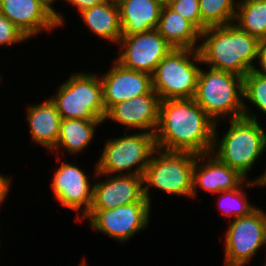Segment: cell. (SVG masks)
Segmentation results:
<instances>
[{
    "mask_svg": "<svg viewBox=\"0 0 266 266\" xmlns=\"http://www.w3.org/2000/svg\"><path fill=\"white\" fill-rule=\"evenodd\" d=\"M255 186L263 187V183L247 179L238 188L218 193L220 199L216 201L222 215L226 216L225 218H230L231 221V219L245 217L254 211L258 206L249 202V194H247L246 189Z\"/></svg>",
    "mask_w": 266,
    "mask_h": 266,
    "instance_id": "cb8c5ba5",
    "label": "cell"
},
{
    "mask_svg": "<svg viewBox=\"0 0 266 266\" xmlns=\"http://www.w3.org/2000/svg\"><path fill=\"white\" fill-rule=\"evenodd\" d=\"M170 9L190 21L202 32V18L199 9V0H168L165 3Z\"/></svg>",
    "mask_w": 266,
    "mask_h": 266,
    "instance_id": "4316f807",
    "label": "cell"
},
{
    "mask_svg": "<svg viewBox=\"0 0 266 266\" xmlns=\"http://www.w3.org/2000/svg\"><path fill=\"white\" fill-rule=\"evenodd\" d=\"M255 181L263 183V187H266V169L264 173L255 178Z\"/></svg>",
    "mask_w": 266,
    "mask_h": 266,
    "instance_id": "d6a6232c",
    "label": "cell"
},
{
    "mask_svg": "<svg viewBox=\"0 0 266 266\" xmlns=\"http://www.w3.org/2000/svg\"><path fill=\"white\" fill-rule=\"evenodd\" d=\"M43 1H45L52 8L53 15H54V18L58 26L59 27L63 26L66 21V19L64 18V15L62 13L57 12L53 7V5L55 4L57 0H43Z\"/></svg>",
    "mask_w": 266,
    "mask_h": 266,
    "instance_id": "1f68e13d",
    "label": "cell"
},
{
    "mask_svg": "<svg viewBox=\"0 0 266 266\" xmlns=\"http://www.w3.org/2000/svg\"><path fill=\"white\" fill-rule=\"evenodd\" d=\"M200 41L198 50L202 64L210 68L244 77L257 67L260 41L234 23L207 27L201 32Z\"/></svg>",
    "mask_w": 266,
    "mask_h": 266,
    "instance_id": "7a4b0ae2",
    "label": "cell"
},
{
    "mask_svg": "<svg viewBox=\"0 0 266 266\" xmlns=\"http://www.w3.org/2000/svg\"><path fill=\"white\" fill-rule=\"evenodd\" d=\"M228 224L223 240V266H246L262 247H266V212L257 207L249 215Z\"/></svg>",
    "mask_w": 266,
    "mask_h": 266,
    "instance_id": "9c48e42d",
    "label": "cell"
},
{
    "mask_svg": "<svg viewBox=\"0 0 266 266\" xmlns=\"http://www.w3.org/2000/svg\"><path fill=\"white\" fill-rule=\"evenodd\" d=\"M102 2L104 3H110V4H114V5H119V3L121 2V0H102Z\"/></svg>",
    "mask_w": 266,
    "mask_h": 266,
    "instance_id": "836d02e7",
    "label": "cell"
},
{
    "mask_svg": "<svg viewBox=\"0 0 266 266\" xmlns=\"http://www.w3.org/2000/svg\"><path fill=\"white\" fill-rule=\"evenodd\" d=\"M245 180L237 170L221 163L211 153L197 155L193 168L192 199L197 198L198 188L214 195L238 188Z\"/></svg>",
    "mask_w": 266,
    "mask_h": 266,
    "instance_id": "e0dca14e",
    "label": "cell"
},
{
    "mask_svg": "<svg viewBox=\"0 0 266 266\" xmlns=\"http://www.w3.org/2000/svg\"><path fill=\"white\" fill-rule=\"evenodd\" d=\"M11 176H5L0 174V208L1 205L4 203L6 197L9 195L10 191V184L12 182Z\"/></svg>",
    "mask_w": 266,
    "mask_h": 266,
    "instance_id": "f546056e",
    "label": "cell"
},
{
    "mask_svg": "<svg viewBox=\"0 0 266 266\" xmlns=\"http://www.w3.org/2000/svg\"><path fill=\"white\" fill-rule=\"evenodd\" d=\"M151 209L150 202H134L113 209H90L81 221L87 220L91 230L126 243L148 228Z\"/></svg>",
    "mask_w": 266,
    "mask_h": 266,
    "instance_id": "30bf717a",
    "label": "cell"
},
{
    "mask_svg": "<svg viewBox=\"0 0 266 266\" xmlns=\"http://www.w3.org/2000/svg\"><path fill=\"white\" fill-rule=\"evenodd\" d=\"M196 156L191 152L166 151L158 148L154 150L143 175L144 197L151 205V188L165 194L192 199Z\"/></svg>",
    "mask_w": 266,
    "mask_h": 266,
    "instance_id": "5b68a950",
    "label": "cell"
},
{
    "mask_svg": "<svg viewBox=\"0 0 266 266\" xmlns=\"http://www.w3.org/2000/svg\"><path fill=\"white\" fill-rule=\"evenodd\" d=\"M103 123V121H85L76 118L61 119L58 140L55 148L51 151L53 153L55 151L57 161H61V156H59L61 149L69 152L71 156L88 149L87 147L92 144L96 135L97 126L99 127Z\"/></svg>",
    "mask_w": 266,
    "mask_h": 266,
    "instance_id": "44dd1931",
    "label": "cell"
},
{
    "mask_svg": "<svg viewBox=\"0 0 266 266\" xmlns=\"http://www.w3.org/2000/svg\"><path fill=\"white\" fill-rule=\"evenodd\" d=\"M202 65L198 49L174 48L156 66L152 87L160 100L190 99L196 92Z\"/></svg>",
    "mask_w": 266,
    "mask_h": 266,
    "instance_id": "ba28073f",
    "label": "cell"
},
{
    "mask_svg": "<svg viewBox=\"0 0 266 266\" xmlns=\"http://www.w3.org/2000/svg\"><path fill=\"white\" fill-rule=\"evenodd\" d=\"M118 57L114 60L121 66L150 75L159 62L174 48L156 30L122 36L118 41Z\"/></svg>",
    "mask_w": 266,
    "mask_h": 266,
    "instance_id": "8fae6325",
    "label": "cell"
},
{
    "mask_svg": "<svg viewBox=\"0 0 266 266\" xmlns=\"http://www.w3.org/2000/svg\"><path fill=\"white\" fill-rule=\"evenodd\" d=\"M257 107L259 113L266 115V74L253 69L243 77V106L244 117L258 120V116L250 111L246 101ZM246 101V103H245Z\"/></svg>",
    "mask_w": 266,
    "mask_h": 266,
    "instance_id": "d4e9b609",
    "label": "cell"
},
{
    "mask_svg": "<svg viewBox=\"0 0 266 266\" xmlns=\"http://www.w3.org/2000/svg\"><path fill=\"white\" fill-rule=\"evenodd\" d=\"M160 101L158 94L152 89L145 95L113 105L106 112L104 122L112 120L125 126L126 131L132 128L155 134L159 121Z\"/></svg>",
    "mask_w": 266,
    "mask_h": 266,
    "instance_id": "9a60e30c",
    "label": "cell"
},
{
    "mask_svg": "<svg viewBox=\"0 0 266 266\" xmlns=\"http://www.w3.org/2000/svg\"><path fill=\"white\" fill-rule=\"evenodd\" d=\"M50 100L61 119L103 121L106 111L103 104L101 78L96 73L75 72L61 83Z\"/></svg>",
    "mask_w": 266,
    "mask_h": 266,
    "instance_id": "8992f818",
    "label": "cell"
},
{
    "mask_svg": "<svg viewBox=\"0 0 266 266\" xmlns=\"http://www.w3.org/2000/svg\"><path fill=\"white\" fill-rule=\"evenodd\" d=\"M227 121L230 126L221 139L217 136L219 124L215 123L211 154L247 179L250 169L266 151V133L258 120L241 117Z\"/></svg>",
    "mask_w": 266,
    "mask_h": 266,
    "instance_id": "3957f363",
    "label": "cell"
},
{
    "mask_svg": "<svg viewBox=\"0 0 266 266\" xmlns=\"http://www.w3.org/2000/svg\"><path fill=\"white\" fill-rule=\"evenodd\" d=\"M82 22L97 37L117 44L122 37L119 7L114 4L102 2L79 13Z\"/></svg>",
    "mask_w": 266,
    "mask_h": 266,
    "instance_id": "7402d4cb",
    "label": "cell"
},
{
    "mask_svg": "<svg viewBox=\"0 0 266 266\" xmlns=\"http://www.w3.org/2000/svg\"><path fill=\"white\" fill-rule=\"evenodd\" d=\"M86 262H87L86 259L83 258L82 261H80V264L78 266H88Z\"/></svg>",
    "mask_w": 266,
    "mask_h": 266,
    "instance_id": "e575fe53",
    "label": "cell"
},
{
    "mask_svg": "<svg viewBox=\"0 0 266 266\" xmlns=\"http://www.w3.org/2000/svg\"><path fill=\"white\" fill-rule=\"evenodd\" d=\"M259 67H256L257 70L266 74V38L259 42V52H258V62Z\"/></svg>",
    "mask_w": 266,
    "mask_h": 266,
    "instance_id": "4dcf8cb0",
    "label": "cell"
},
{
    "mask_svg": "<svg viewBox=\"0 0 266 266\" xmlns=\"http://www.w3.org/2000/svg\"><path fill=\"white\" fill-rule=\"evenodd\" d=\"M238 0H199L202 32L210 26L234 23Z\"/></svg>",
    "mask_w": 266,
    "mask_h": 266,
    "instance_id": "484cf974",
    "label": "cell"
},
{
    "mask_svg": "<svg viewBox=\"0 0 266 266\" xmlns=\"http://www.w3.org/2000/svg\"><path fill=\"white\" fill-rule=\"evenodd\" d=\"M156 149L152 133L136 132L106 139L102 154L95 164L97 173L108 175L143 176L152 153Z\"/></svg>",
    "mask_w": 266,
    "mask_h": 266,
    "instance_id": "52a82bcc",
    "label": "cell"
},
{
    "mask_svg": "<svg viewBox=\"0 0 266 266\" xmlns=\"http://www.w3.org/2000/svg\"><path fill=\"white\" fill-rule=\"evenodd\" d=\"M93 201L91 209H113L134 202H149L144 197L143 176L109 175L101 180L102 174L94 169Z\"/></svg>",
    "mask_w": 266,
    "mask_h": 266,
    "instance_id": "4fadbf2b",
    "label": "cell"
},
{
    "mask_svg": "<svg viewBox=\"0 0 266 266\" xmlns=\"http://www.w3.org/2000/svg\"><path fill=\"white\" fill-rule=\"evenodd\" d=\"M112 63L111 68L100 75L106 112L119 102L145 95L153 89L152 75L124 68L115 60Z\"/></svg>",
    "mask_w": 266,
    "mask_h": 266,
    "instance_id": "5bb4252c",
    "label": "cell"
},
{
    "mask_svg": "<svg viewBox=\"0 0 266 266\" xmlns=\"http://www.w3.org/2000/svg\"><path fill=\"white\" fill-rule=\"evenodd\" d=\"M29 38L0 12V47L26 42Z\"/></svg>",
    "mask_w": 266,
    "mask_h": 266,
    "instance_id": "83f0119b",
    "label": "cell"
},
{
    "mask_svg": "<svg viewBox=\"0 0 266 266\" xmlns=\"http://www.w3.org/2000/svg\"><path fill=\"white\" fill-rule=\"evenodd\" d=\"M208 68L200 69L194 101L218 123L244 117L243 77Z\"/></svg>",
    "mask_w": 266,
    "mask_h": 266,
    "instance_id": "277c9868",
    "label": "cell"
},
{
    "mask_svg": "<svg viewBox=\"0 0 266 266\" xmlns=\"http://www.w3.org/2000/svg\"><path fill=\"white\" fill-rule=\"evenodd\" d=\"M68 5L76 7L78 13L102 3V0H65Z\"/></svg>",
    "mask_w": 266,
    "mask_h": 266,
    "instance_id": "f1b7e54d",
    "label": "cell"
},
{
    "mask_svg": "<svg viewBox=\"0 0 266 266\" xmlns=\"http://www.w3.org/2000/svg\"><path fill=\"white\" fill-rule=\"evenodd\" d=\"M215 123L193 98L161 100L154 134L156 148L196 155L211 153Z\"/></svg>",
    "mask_w": 266,
    "mask_h": 266,
    "instance_id": "6da1fadb",
    "label": "cell"
},
{
    "mask_svg": "<svg viewBox=\"0 0 266 266\" xmlns=\"http://www.w3.org/2000/svg\"><path fill=\"white\" fill-rule=\"evenodd\" d=\"M0 12L29 39L59 28L52 8L43 0H0Z\"/></svg>",
    "mask_w": 266,
    "mask_h": 266,
    "instance_id": "2e32d148",
    "label": "cell"
},
{
    "mask_svg": "<svg viewBox=\"0 0 266 266\" xmlns=\"http://www.w3.org/2000/svg\"><path fill=\"white\" fill-rule=\"evenodd\" d=\"M57 168H54L56 171H54L51 182L53 196L61 207L77 212L75 220L80 222L91 209L93 183L78 165L62 161Z\"/></svg>",
    "mask_w": 266,
    "mask_h": 266,
    "instance_id": "7c38bea8",
    "label": "cell"
},
{
    "mask_svg": "<svg viewBox=\"0 0 266 266\" xmlns=\"http://www.w3.org/2000/svg\"><path fill=\"white\" fill-rule=\"evenodd\" d=\"M234 24L259 41L265 39L266 0H238Z\"/></svg>",
    "mask_w": 266,
    "mask_h": 266,
    "instance_id": "603a6c76",
    "label": "cell"
},
{
    "mask_svg": "<svg viewBox=\"0 0 266 266\" xmlns=\"http://www.w3.org/2000/svg\"><path fill=\"white\" fill-rule=\"evenodd\" d=\"M26 110L30 139L51 152L56 146L61 123L56 106L49 98L39 104H29Z\"/></svg>",
    "mask_w": 266,
    "mask_h": 266,
    "instance_id": "ac0fdd59",
    "label": "cell"
},
{
    "mask_svg": "<svg viewBox=\"0 0 266 266\" xmlns=\"http://www.w3.org/2000/svg\"><path fill=\"white\" fill-rule=\"evenodd\" d=\"M176 49H199L201 32L187 19L163 5L156 29Z\"/></svg>",
    "mask_w": 266,
    "mask_h": 266,
    "instance_id": "ffe728a7",
    "label": "cell"
},
{
    "mask_svg": "<svg viewBox=\"0 0 266 266\" xmlns=\"http://www.w3.org/2000/svg\"><path fill=\"white\" fill-rule=\"evenodd\" d=\"M162 0H121L119 3L122 36L157 29Z\"/></svg>",
    "mask_w": 266,
    "mask_h": 266,
    "instance_id": "d6986e66",
    "label": "cell"
}]
</instances>
